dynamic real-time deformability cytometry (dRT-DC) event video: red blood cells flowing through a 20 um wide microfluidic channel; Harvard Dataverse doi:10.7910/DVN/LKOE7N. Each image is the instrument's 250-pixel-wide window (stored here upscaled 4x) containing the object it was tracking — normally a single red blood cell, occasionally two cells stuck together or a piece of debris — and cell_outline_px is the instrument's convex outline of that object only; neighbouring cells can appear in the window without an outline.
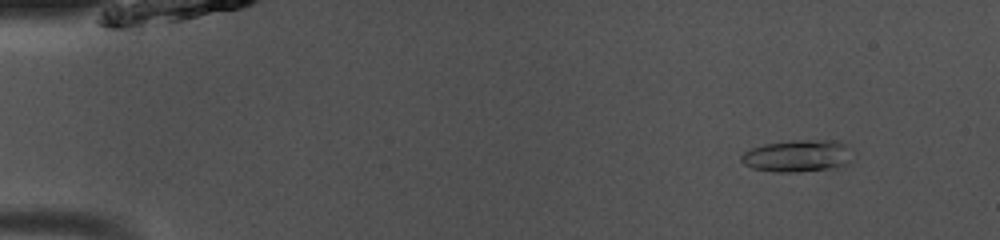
{"species": "common noctule bat (a hibernating species)", "species_latin": "Nyctalus noctula", "temperature_condition": "room temperature", "stored_images_in_passage": 46, "camera_frame_rate_fps": 3000, "um_per_image_px": 0.085, "animal": {"sex": "male", "body_mass_g": 13.0, "forearm_length_mm": 53.1}, "frame": {"image": 1, "passage_image": 2, "time_ms": 0.333, "image_size_px": [1000, 240], "cell_outline_px": [[856, 156], [848, 164], [840, 168], [796, 172], [776, 172], [752, 168], [744, 164], [740, 160], [740, 156], [744, 152], [752, 148], [764, 144], [796, 140], [840, 140]], "centroid_in_image_um": [67.87, 13.26], "position_along_channel_um": 17.1, "area_um2": 21.27}}
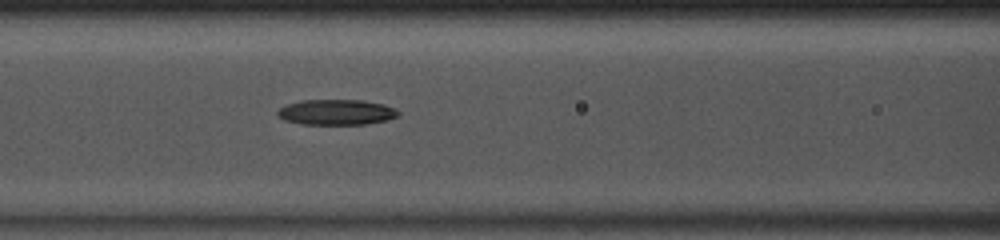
{"frame": {"image": 2, "passage_image": 18, "time_ms": 5.667, "image_size_px": [1000, 240], "cell_outline_px": [[400, 116], [388, 120], [364, 124], [300, 124], [284, 120], [276, 112], [280, 108], [288, 104], [300, 100], [360, 100], [384, 104], [396, 108], [400, 112]], "centroid_in_image_um": [28.64, 9.53], "position_along_channel_um": 138.0, "area_um2": 17.98}}
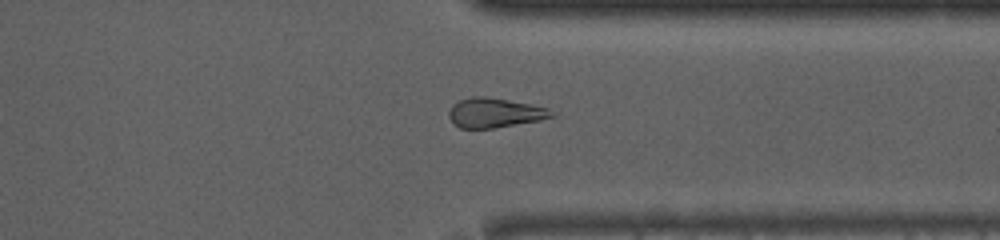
{"frame": {"image": 3, "passage_image": 35, "time_ms": 11.333, "image_size_px": [1000, 240], "cell_outline_px": [[556, 116], [540, 120], [492, 128], [460, 128], [452, 124], [448, 116], [448, 112], [452, 104], [460, 100], [472, 96], [484, 96], [528, 104], [548, 108]], "centroid_in_image_um": [41.99, 9.59], "position_along_channel_um": 369.4, "area_um2": 17.57}}